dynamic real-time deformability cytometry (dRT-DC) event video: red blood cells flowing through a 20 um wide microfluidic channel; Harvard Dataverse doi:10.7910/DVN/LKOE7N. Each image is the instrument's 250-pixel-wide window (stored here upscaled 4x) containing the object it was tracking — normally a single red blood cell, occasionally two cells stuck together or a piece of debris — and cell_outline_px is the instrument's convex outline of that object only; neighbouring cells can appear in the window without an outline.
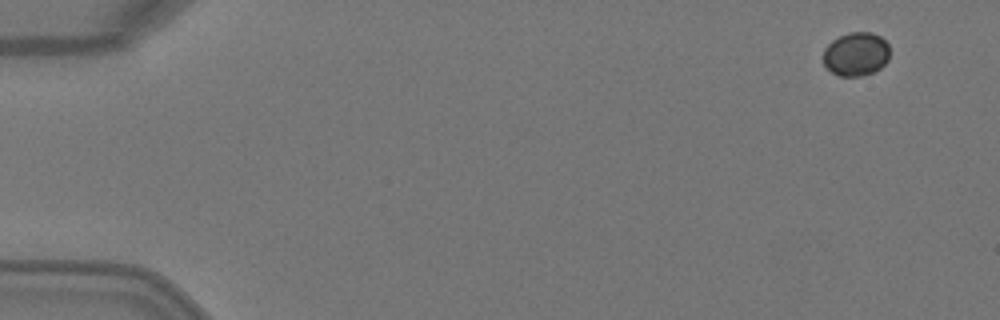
{"species": "Egyptian fruit bat (a non-hibernating species)", "species_latin": "Rousettus aegyptiacus", "temperature_condition": "warm", "stored_images_in_passage": 3, "camera_frame_rate_fps": 3000, "um_per_image_px": 0.085, "animal": {"sex": "female"}, "frame": {"image": 1, "passage_image": 1, "time_ms": 0.0, "image_size_px": [1000, 320], "cell_outline_px": [[888, 60], [880, 68], [872, 72], [860, 76], [840, 76], [832, 72], [824, 64], [824, 48], [832, 40], [848, 32], [872, 32], [880, 36], [888, 44]], "centroid_in_image_um": [72.76, 4.58], "position_along_channel_um": 12.2, "area_um2": 16.82}}